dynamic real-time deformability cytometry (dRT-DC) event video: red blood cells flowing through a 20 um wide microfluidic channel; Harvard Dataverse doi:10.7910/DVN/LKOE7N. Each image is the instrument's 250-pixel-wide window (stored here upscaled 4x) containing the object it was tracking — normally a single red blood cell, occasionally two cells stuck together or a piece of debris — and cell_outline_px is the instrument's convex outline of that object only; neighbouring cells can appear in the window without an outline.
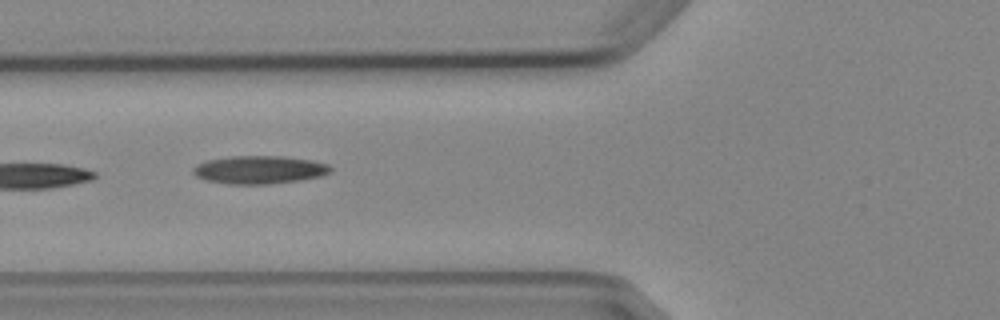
{"species": "Egyptian fruit bat (a non-hibernating species)", "species_latin": "Rousettus aegyptiacus", "temperature_condition": "cold", "stored_images_in_passage": 7, "camera_frame_rate_fps": 3000, "um_per_image_px": 0.085, "animal": {"sex": "female"}, "frame": {"image": 1, "passage_image": 6, "time_ms": 6.0, "image_size_px": [1000, 320], "cell_outline_px": [[332, 172], [320, 176], [300, 180], [268, 184], [228, 184], [204, 180], [196, 176], [192, 172], [192, 168], [196, 164], [208, 160], [232, 156], [284, 156], [312, 160], [328, 164], [332, 168]], "centroid_in_image_um": [22.04, 14.43], "position_along_channel_um": 103.8, "area_um2": 22.6}}